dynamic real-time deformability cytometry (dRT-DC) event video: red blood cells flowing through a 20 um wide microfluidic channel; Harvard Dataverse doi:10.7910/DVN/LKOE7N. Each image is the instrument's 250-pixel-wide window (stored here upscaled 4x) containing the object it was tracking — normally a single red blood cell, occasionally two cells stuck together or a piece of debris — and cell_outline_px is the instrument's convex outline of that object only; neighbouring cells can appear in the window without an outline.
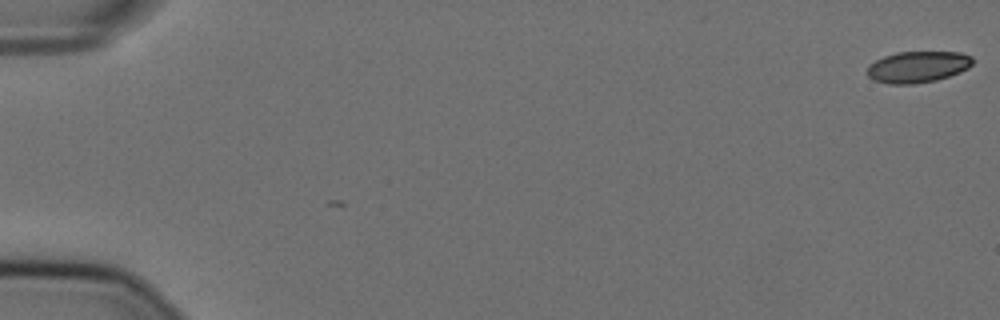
{"species": "Egyptian fruit bat (a non-hibernating species)", "species_latin": "Rousettus aegyptiacus", "temperature_condition": "cold", "stored_images_in_passage": 2, "camera_frame_rate_fps": 3000, "um_per_image_px": 0.085, "animal": {"sex": "female"}, "frame": {"image": 1, "passage_image": 2, "time_ms": 0.333, "image_size_px": [1000, 320], "cell_outline_px": [[972, 64], [968, 68], [960, 72], [936, 80], [912, 84], [888, 84], [872, 80], [868, 76], [868, 68], [876, 60], [884, 56], [896, 52], [960, 52], [972, 56]], "centroid_in_image_um": [78.01, 5.69], "position_along_channel_um": 7.0, "area_um2": 19.19}}